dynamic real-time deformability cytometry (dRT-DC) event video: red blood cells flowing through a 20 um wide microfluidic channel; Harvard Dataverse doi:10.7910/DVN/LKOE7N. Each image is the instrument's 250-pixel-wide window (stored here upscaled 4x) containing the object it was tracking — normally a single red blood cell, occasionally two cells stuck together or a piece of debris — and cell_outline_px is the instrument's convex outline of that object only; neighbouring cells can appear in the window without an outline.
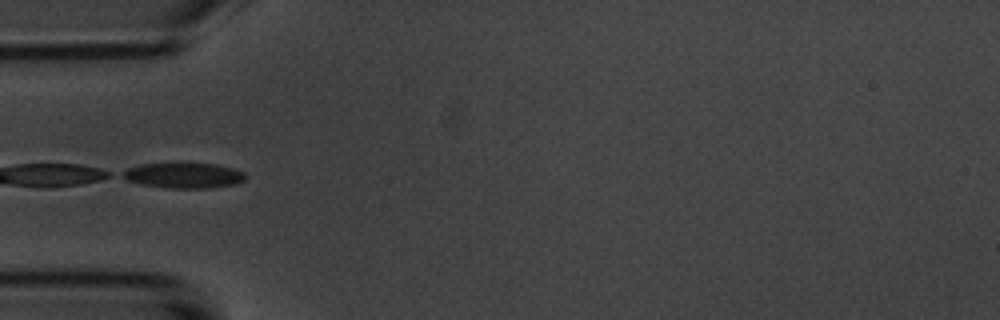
{"species": "common noctule bat (a hibernating species)", "species_latin": "Nyctalus noctula", "temperature_condition": "room temperature", "stored_images_in_passage": 9, "camera_frame_rate_fps": 3000, "um_per_image_px": 0.085, "animal": {"sex": "male", "body_mass_g": 20.1, "forearm_length_mm": 53.5}, "frame": {"image": 1, "passage_image": 4, "time_ms": 3.333, "image_size_px": [1000, 320], "cell_outline_px": [[244, 180], [236, 184], [208, 188], [164, 188], [144, 184], [128, 180], [120, 176], [120, 172], [128, 168], [140, 164], [168, 160], [184, 160], [216, 164], [232, 168], [244, 172]], "centroid_in_image_um": [15.56, 14.84], "position_along_channel_um": 69.4, "area_um2": 19.25}}
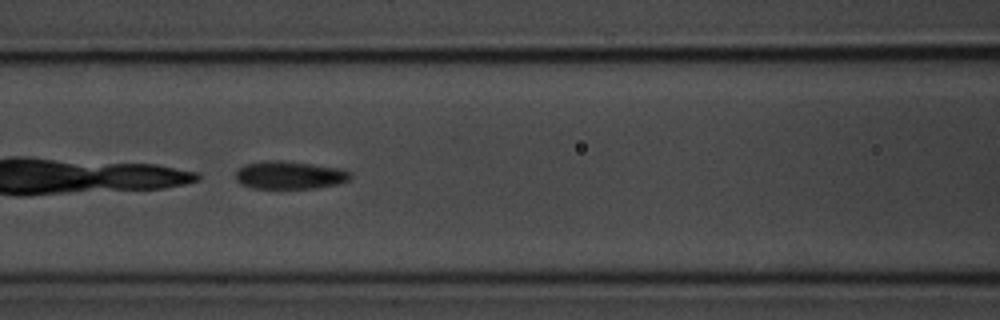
{"frame": {"image": 2, "passage_image": 6, "time_ms": 5.333, "image_size_px": [1000, 320], "cell_outline_px": [[352, 176], [348, 180], [336, 184], [316, 188], [252, 188], [240, 184], [236, 180], [236, 172], [244, 164], [264, 160], [280, 160], [344, 168], [352, 172]], "centroid_in_image_um": [24.63, 14.87], "position_along_channel_um": 142.0, "area_um2": 18.84}}
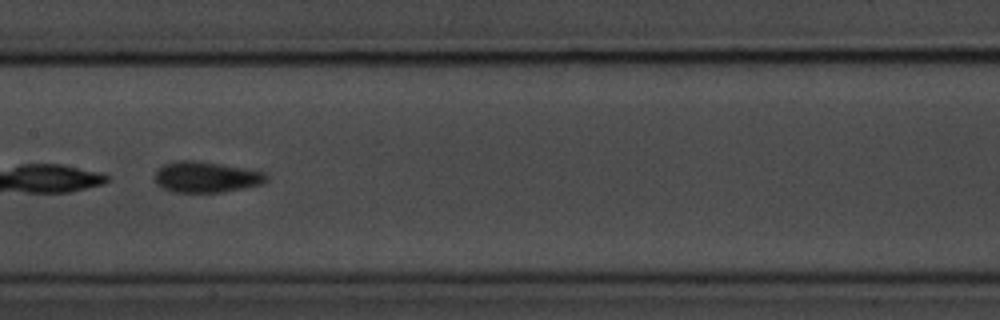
{"frame": {"image": 3, "passage_image": 7, "time_ms": 6.667, "image_size_px": [1000, 320], "cell_outline_px": [[268, 180], [264, 184], [244, 188], [220, 192], [172, 192], [156, 184], [156, 172], [164, 164], [176, 160], [200, 160], [244, 168], [264, 172], [268, 176]], "centroid_in_image_um": [17.55, 15.04], "position_along_channel_um": 189.8, "area_um2": 20.17}}